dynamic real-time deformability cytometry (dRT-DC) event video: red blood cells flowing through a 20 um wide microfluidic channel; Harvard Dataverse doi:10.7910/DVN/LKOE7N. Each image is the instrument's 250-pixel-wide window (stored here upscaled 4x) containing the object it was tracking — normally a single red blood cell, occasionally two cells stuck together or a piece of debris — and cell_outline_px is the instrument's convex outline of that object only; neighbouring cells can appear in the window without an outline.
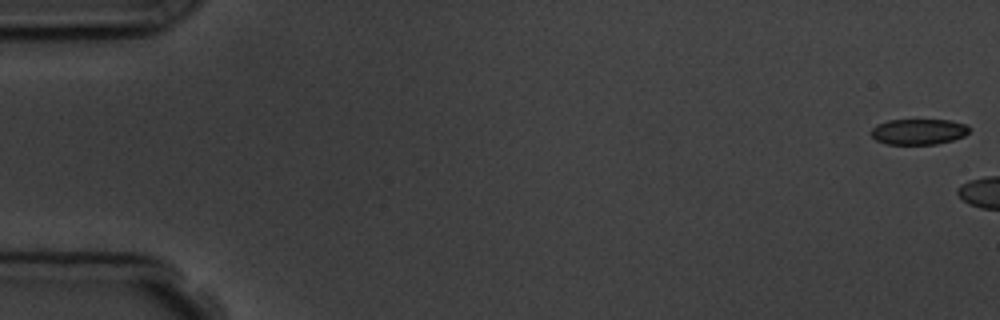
{"species": "common noctule bat (a hibernating species)", "species_latin": "Nyctalus noctula", "temperature_condition": "room temperature", "stored_images_in_passage": 12, "camera_frame_rate_fps": 3000, "um_per_image_px": 0.085, "animal": {"sex": "male", "body_mass_g": 19.5, "forearm_length_mm": 54.6}, "frame": {"image": 1, "passage_image": 1, "time_ms": 0.0, "image_size_px": [1000, 320], "cell_outline_px": [[972, 128], [964, 136], [952, 140], [936, 144], [884, 144], [876, 140], [868, 132], [876, 124], [888, 120], [948, 120], [964, 124]], "centroid_in_image_um": [78.03, 11.19], "position_along_channel_um": 7.0, "area_um2": 14.8}}
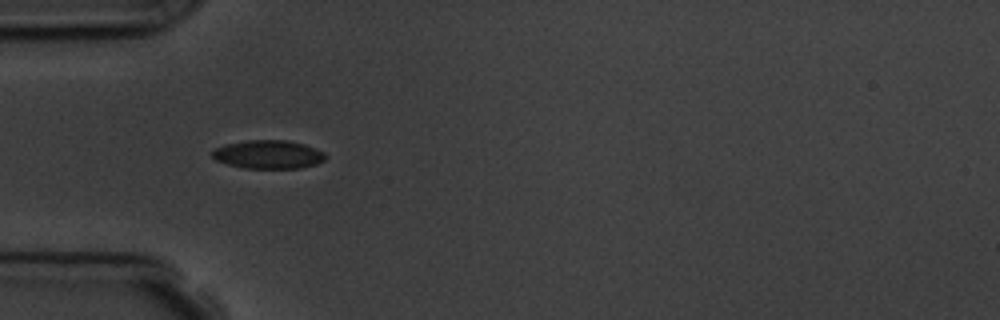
{"frame": {"image": 2, "passage_image": 6, "time_ms": 6.667, "image_size_px": [1000, 320], "cell_outline_px": [[328, 156], [324, 160], [316, 164], [300, 168], [244, 168], [228, 164], [216, 160], [212, 156], [212, 152], [216, 148], [224, 144], [248, 140], [284, 140], [304, 144], [324, 152]], "centroid_in_image_um": [22.82, 13.13], "position_along_channel_um": 62.2, "area_um2": 18.73}}